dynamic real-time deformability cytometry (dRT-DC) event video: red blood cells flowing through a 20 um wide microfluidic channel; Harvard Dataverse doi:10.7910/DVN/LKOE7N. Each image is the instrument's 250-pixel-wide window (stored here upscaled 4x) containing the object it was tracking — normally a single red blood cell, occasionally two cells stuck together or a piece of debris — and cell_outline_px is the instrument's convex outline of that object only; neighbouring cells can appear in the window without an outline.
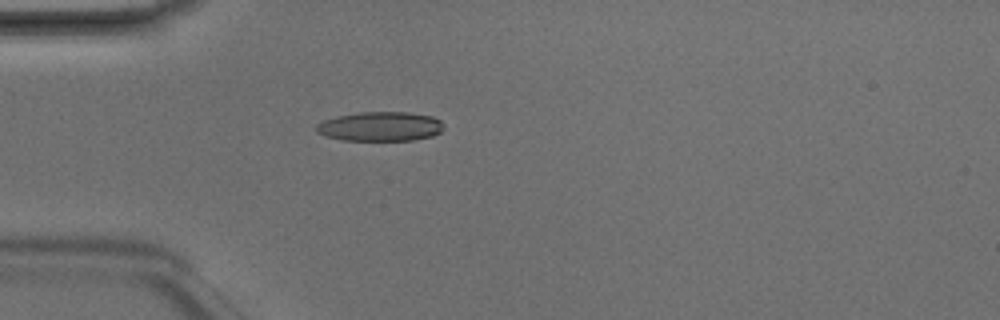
{"species": "Egyptian fruit bat (a non-hibernating species)", "species_latin": "Rousettus aegyptiacus", "temperature_condition": "room temperature", "stored_images_in_passage": 4, "camera_frame_rate_fps": 3000, "um_per_image_px": 0.085, "animal": {"sex": "male"}, "frame": {"image": 1, "passage_image": 4, "time_ms": 1.0, "image_size_px": [1000, 320], "cell_outline_px": [[444, 128], [440, 132], [432, 136], [412, 140], [344, 140], [324, 136], [316, 132], [316, 124], [324, 120], [336, 116], [360, 112], [408, 112], [432, 116], [440, 120], [444, 124]], "centroid_in_image_um": [32.32, 10.74], "position_along_channel_um": 52.7, "area_um2": 21.91}}